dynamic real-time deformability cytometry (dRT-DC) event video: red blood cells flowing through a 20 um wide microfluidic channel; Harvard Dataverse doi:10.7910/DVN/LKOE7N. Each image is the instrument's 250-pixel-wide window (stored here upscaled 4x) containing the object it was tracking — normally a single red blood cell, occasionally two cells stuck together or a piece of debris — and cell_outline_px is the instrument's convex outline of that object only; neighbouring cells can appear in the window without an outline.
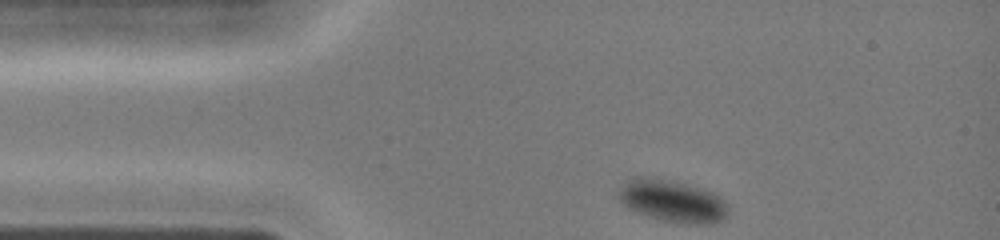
{"species": "common noctule bat (a hibernating species)", "species_latin": "Nyctalus noctula", "temperature_condition": "cold", "stored_images_in_passage": 30, "camera_frame_rate_fps": 3000, "um_per_image_px": 0.085, "animal": {"sex": "female", "body_mass_g": 19.0, "forearm_length_mm": 51.5}, "frame": {"image": 1, "passage_image": 1, "time_ms": 0.0, "image_size_px": [1000, 240], "cell_outline_px": [[728, 216], [720, 220], [708, 224], [688, 224], [664, 220], [628, 208], [616, 196], [616, 192], [632, 176], [648, 176], [668, 180], [684, 184], [712, 192], [720, 196], [728, 204]], "centroid_in_image_um": [57.15, 17.07], "position_along_channel_um": 27.9, "area_um2": 26.7}}
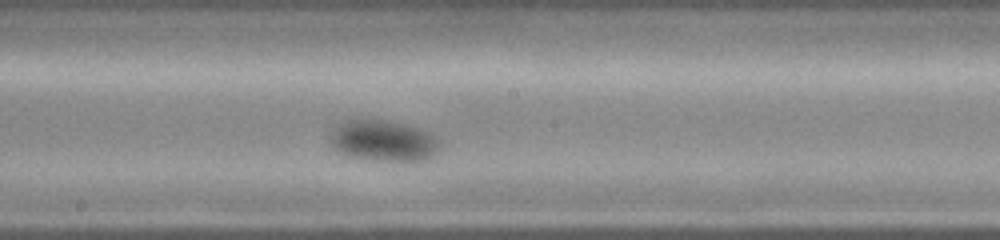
{"frame": {"image": 2, "passage_image": 16, "time_ms": 5.0, "image_size_px": [1000, 240], "cell_outline_px": [[440, 148], [432, 156], [424, 160], [404, 164], [372, 160], [348, 156], [332, 148], [328, 140], [328, 136], [332, 128], [336, 124], [344, 120], [384, 120], [404, 124], [420, 128], [432, 132], [440, 140]], "centroid_in_image_um": [32.59, 12.0], "position_along_channel_um": 215.6, "area_um2": 27.4}}
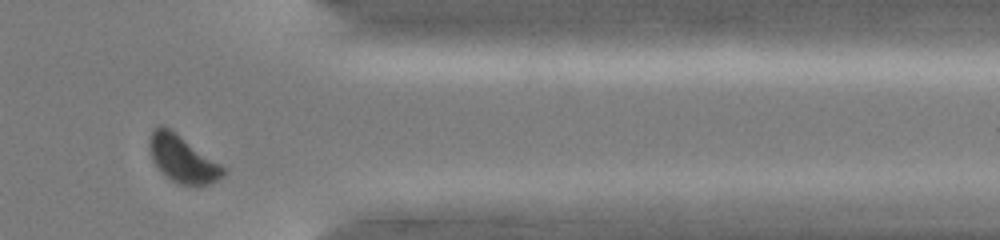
{"frame": {"image": 3, "passage_image": 28, "time_ms": 9.0, "image_size_px": [1000, 240], "cell_outline_px": [[228, 172], [224, 176], [208, 184], [180, 184], [172, 180], [152, 160], [148, 144], [148, 140], [152, 128], [160, 124], [164, 124], [176, 132], [228, 168]], "centroid_in_image_um": [15.54, 13.45], "position_along_channel_um": 395.9, "area_um2": 20.35}}